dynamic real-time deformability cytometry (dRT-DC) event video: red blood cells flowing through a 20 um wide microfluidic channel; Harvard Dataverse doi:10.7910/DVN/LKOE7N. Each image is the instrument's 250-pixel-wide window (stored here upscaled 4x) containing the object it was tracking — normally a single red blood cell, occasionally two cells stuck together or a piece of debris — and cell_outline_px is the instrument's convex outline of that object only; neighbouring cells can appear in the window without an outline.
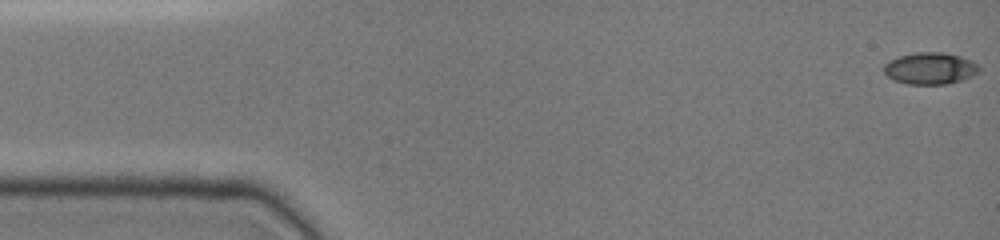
{"species": "common noctule bat (a hibernating species)", "species_latin": "Nyctalus noctula", "temperature_condition": "cold", "stored_images_in_passage": 48, "camera_frame_rate_fps": 3000, "um_per_image_px": 0.085, "animal": {"sex": "female", "body_mass_g": 19.0, "forearm_length_mm": 51.5}, "frame": {"image": 1, "passage_image": 1, "time_ms": 0.0, "image_size_px": [1000, 240], "cell_outline_px": [[980, 72], [964, 80], [948, 84], [908, 84], [896, 80], [888, 76], [884, 72], [884, 64], [888, 60], [900, 56], [916, 52], [944, 52], [960, 56], [972, 60], [980, 68]], "centroid_in_image_um": [79.1, 5.81], "position_along_channel_um": 5.9, "area_um2": 17.74}}
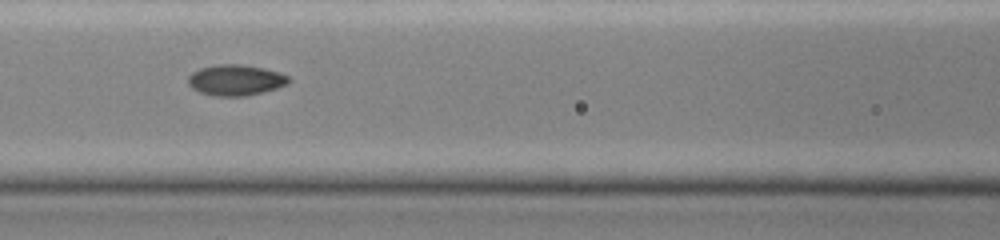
{"frame": {"image": 2, "passage_image": 21, "time_ms": 6.667, "image_size_px": [1000, 240], "cell_outline_px": [[292, 80], [288, 84], [264, 92], [244, 96], [212, 96], [200, 92], [192, 88], [188, 84], [188, 76], [192, 72], [200, 68], [216, 64], [240, 64], [264, 68], [280, 72], [288, 76]], "centroid_in_image_um": [20.04, 6.8], "position_along_channel_um": 146.6, "area_um2": 18.26}}
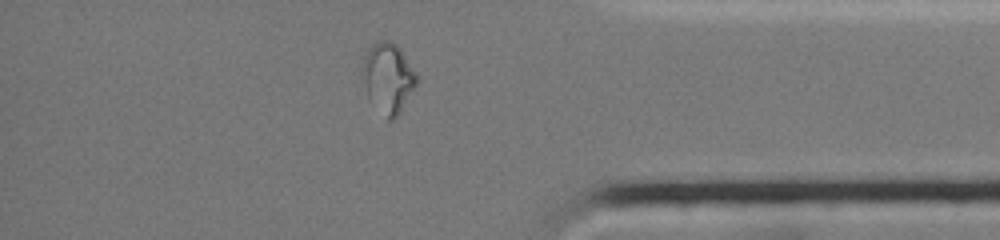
{"frame": {"image": 3, "passage_image": 41, "time_ms": 13.333, "image_size_px": [1000, 240], "cell_outline_px": [[420, 80], [400, 112], [392, 120], [388, 120], [368, 96], [360, 76], [360, 56], [376, 40], [388, 40], [396, 44], [400, 48], [416, 72]], "centroid_in_image_um": [32.95, 6.55], "position_along_channel_um": 402.3, "area_um2": 22.72}, "authors_computed_cell_mechanics": {"area_um2": 17.6868, "velocity_mm_per_s": 3.9731, "shape_relaxation_time_tau1_ms": null, "shape_relaxation_time_tau2_ms": 0.8856, "deformation_change_tau1": null, "deformation_change_tau2": 0.0365}}